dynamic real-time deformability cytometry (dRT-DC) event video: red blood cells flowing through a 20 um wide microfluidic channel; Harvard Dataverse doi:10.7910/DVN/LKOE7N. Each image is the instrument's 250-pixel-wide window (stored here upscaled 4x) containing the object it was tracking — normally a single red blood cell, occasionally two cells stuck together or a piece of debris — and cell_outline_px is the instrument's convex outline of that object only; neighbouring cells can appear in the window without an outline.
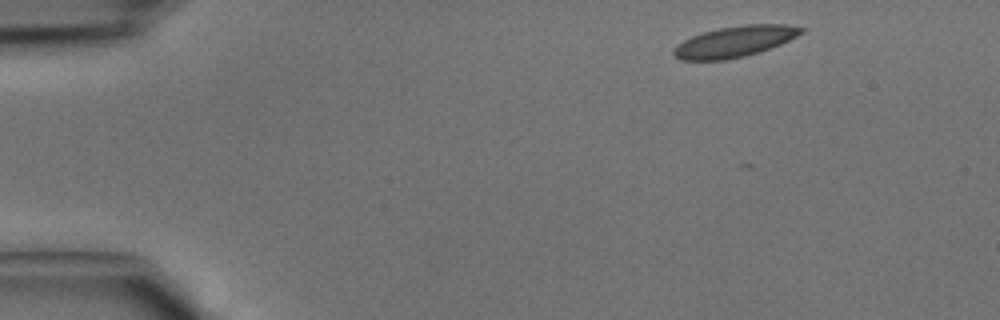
{"species": "common noctule bat (a hibernating species)", "species_latin": "Nyctalus noctula", "temperature_condition": "cold", "stored_images_in_passage": 3, "camera_frame_rate_fps": 3000, "um_per_image_px": 0.085, "animal": {"sex": "male", "body_mass_g": 15.6}, "frame": {"image": 1, "passage_image": 1, "time_ms": 0.0, "image_size_px": [1000, 320], "cell_outline_px": [[808, 28], [804, 32], [780, 44], [744, 56], [724, 60], [680, 60], [672, 52], [672, 48], [676, 44], [692, 36], [704, 32], [720, 28], [744, 24], [788, 24]], "centroid_in_image_um": [62.45, 3.52], "position_along_channel_um": 22.5, "area_um2": 22.89}}
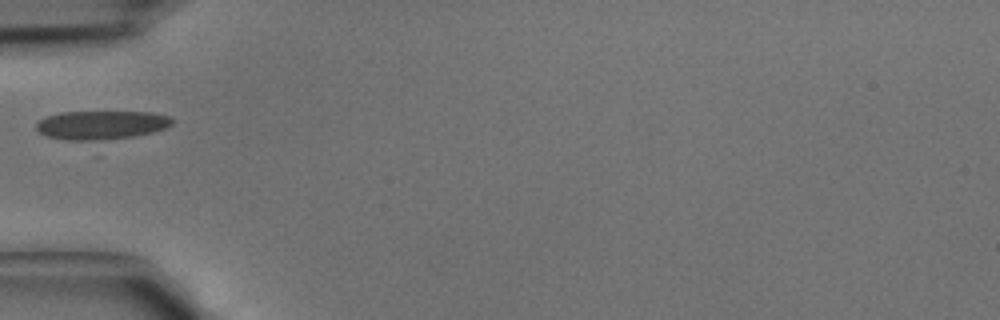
{"frame": {"image": 2, "passage_image": 3, "time_ms": 0.667, "image_size_px": [1000, 320], "cell_outline_px": [[172, 124], [164, 128], [152, 132], [136, 136], [92, 144], [88, 144], [48, 136], [40, 132], [36, 128], [36, 124], [40, 120], [48, 116], [60, 112], [152, 112], [168, 116], [172, 120]], "centroid_in_image_um": [8.6, 10.67], "position_along_channel_um": 76.4, "area_um2": 23.41}}